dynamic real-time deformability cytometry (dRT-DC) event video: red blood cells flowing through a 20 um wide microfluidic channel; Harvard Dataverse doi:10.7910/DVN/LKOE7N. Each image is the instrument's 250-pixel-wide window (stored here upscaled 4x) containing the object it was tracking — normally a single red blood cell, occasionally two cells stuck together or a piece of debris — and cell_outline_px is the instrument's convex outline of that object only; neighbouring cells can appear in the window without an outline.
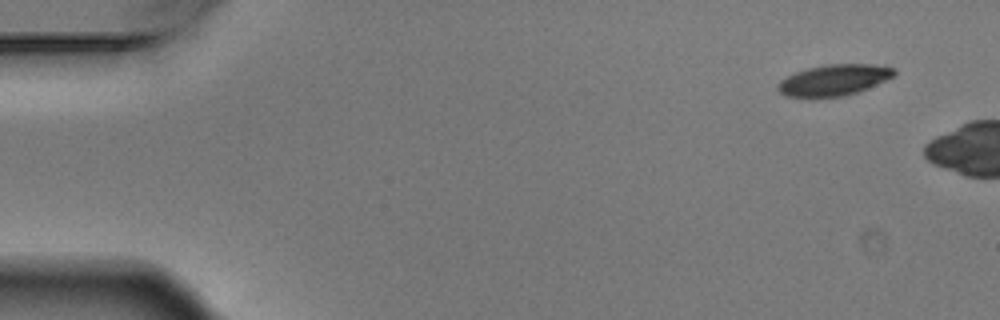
{"species": "Egyptian fruit bat (a non-hibernating species)", "species_latin": "Rousettus aegyptiacus", "temperature_condition": "warm", "stored_images_in_passage": 2, "camera_frame_rate_fps": 3000, "um_per_image_px": 0.085, "animal": {"sex": "male"}, "frame": {"image": 1, "passage_image": 1, "time_ms": 0.0, "image_size_px": [1000, 320], "cell_outline_px": [[896, 72], [892, 76], [884, 80], [856, 92], [844, 96], [784, 96], [776, 88], [776, 84], [780, 80], [796, 72], [808, 68], [828, 64], [872, 64], [892, 68]], "centroid_in_image_um": [70.82, 6.79], "position_along_channel_um": 14.2, "area_um2": 20.46}}